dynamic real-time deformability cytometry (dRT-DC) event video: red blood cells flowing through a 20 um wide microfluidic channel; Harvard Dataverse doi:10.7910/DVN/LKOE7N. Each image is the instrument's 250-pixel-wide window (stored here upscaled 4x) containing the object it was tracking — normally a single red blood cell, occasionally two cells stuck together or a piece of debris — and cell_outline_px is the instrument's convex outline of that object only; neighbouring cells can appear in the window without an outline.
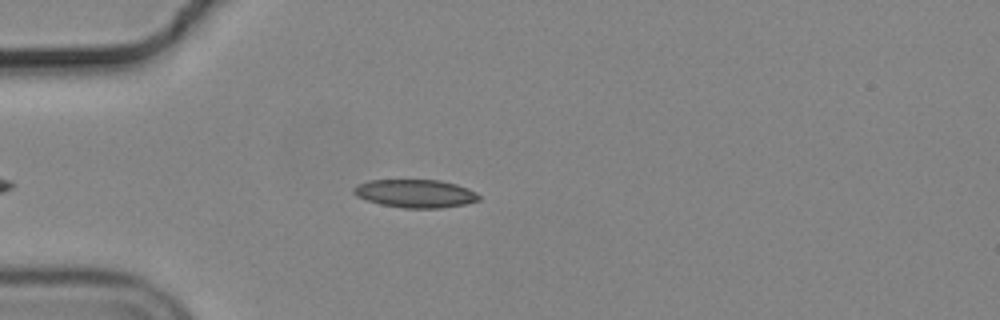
{"species": "common noctule bat (a hibernating species)", "species_latin": "Nyctalus noctula", "temperature_condition": "cold", "stored_images_in_passage": 44, "camera_frame_rate_fps": 3000, "um_per_image_px": 0.085, "animal": {"sex": "male", "body_mass_g": 19.2, "forearm_length_mm": 51.8}, "frame": {"image": 1, "passage_image": 9, "time_ms": 2.667, "image_size_px": [1000, 320], "cell_outline_px": [[480, 200], [464, 204], [440, 208], [404, 208], [380, 204], [356, 196], [352, 192], [352, 188], [368, 180], [440, 180], [456, 184], [468, 188], [476, 192], [480, 196]], "centroid_in_image_um": [35.31, 16.45], "position_along_channel_um": 49.7, "area_um2": 20.52}}
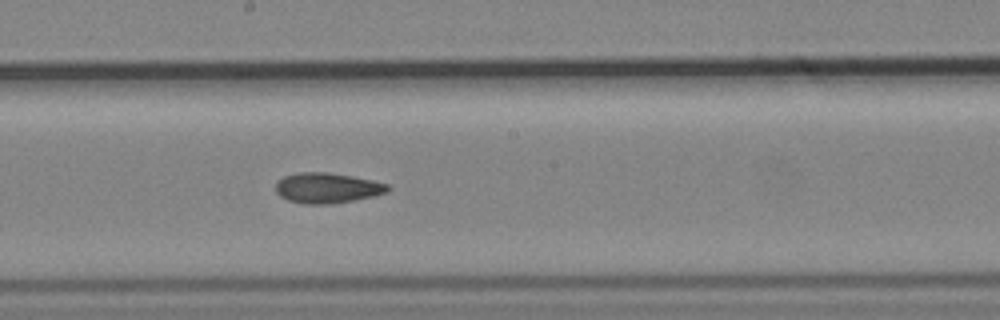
{"frame": {"image": 2, "passage_image": 24, "time_ms": 7.667, "image_size_px": [1000, 320], "cell_outline_px": [[392, 188], [388, 192], [372, 196], [352, 200], [328, 204], [304, 204], [288, 200], [280, 196], [276, 192], [276, 184], [284, 176], [296, 172], [328, 172], [352, 176], [372, 180], [388, 184]], "centroid_in_image_um": [27.81, 15.97], "position_along_channel_um": 220.4, "area_um2": 19.77}}
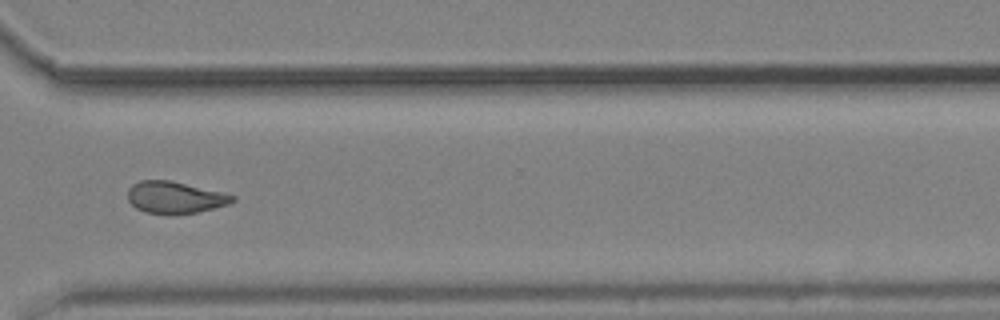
{"frame": {"image": 3, "passage_image": 35, "time_ms": 11.333, "image_size_px": [1000, 320], "cell_outline_px": [[236, 200], [228, 204], [196, 212], [144, 212], [136, 208], [128, 200], [128, 188], [132, 184], [140, 180], [168, 180], [224, 192], [236, 196]], "centroid_in_image_um": [14.87, 16.74], "position_along_channel_um": 355.7, "area_um2": 18.96}, "authors_computed_cell_mechanics": {"area_um2": 19.7965, "velocity_mm_per_s": 3.6966, "shape_relaxation_time_tau1_ms": null, "shape_relaxation_time_tau2_ms": 5.7962, "deformation_change_tau1": null, "deformation_change_tau2": 0.1293}}